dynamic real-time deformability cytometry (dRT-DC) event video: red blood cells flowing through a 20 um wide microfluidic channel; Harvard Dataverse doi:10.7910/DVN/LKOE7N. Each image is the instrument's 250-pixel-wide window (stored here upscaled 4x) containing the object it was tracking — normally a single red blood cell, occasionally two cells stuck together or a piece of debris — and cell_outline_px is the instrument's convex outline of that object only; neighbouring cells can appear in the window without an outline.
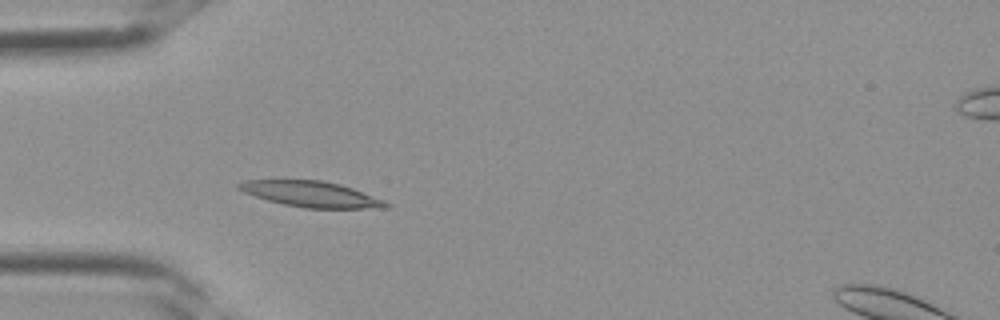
{"species": "Egyptian fruit bat (a non-hibernating species)", "species_latin": "Rousettus aegyptiacus", "temperature_condition": "room temperature", "stored_images_in_passage": 4, "camera_frame_rate_fps": 3000, "um_per_image_px": 0.085, "frame": {"image": 1, "passage_image": 3, "time_ms": 0.667, "image_size_px": [1000, 320], "cell_outline_px": [[392, 204], [388, 208], [304, 208], [284, 204], [268, 200], [244, 192], [236, 188], [236, 184], [244, 180], [320, 180], [340, 184], [352, 188], [384, 200]], "centroid_in_image_um": [26.46, 16.5], "position_along_channel_um": 58.5, "area_um2": 21.96}}